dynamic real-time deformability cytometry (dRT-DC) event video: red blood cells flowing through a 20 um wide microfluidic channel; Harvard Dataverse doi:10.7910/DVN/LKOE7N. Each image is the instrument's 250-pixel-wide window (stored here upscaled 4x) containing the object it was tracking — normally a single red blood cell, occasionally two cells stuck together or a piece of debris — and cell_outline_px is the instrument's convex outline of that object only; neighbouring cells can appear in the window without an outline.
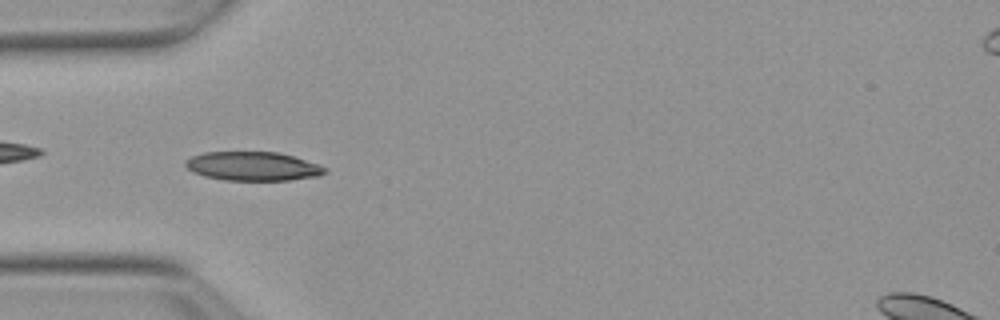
{"species": "Egyptian fruit bat (a non-hibernating species)", "species_latin": "Rousettus aegyptiacus", "temperature_condition": "warm", "stored_images_in_passage": 45, "camera_frame_rate_fps": 3000, "um_per_image_px": 0.085, "animal": {"sex": "female"}, "frame": {"image": 1, "passage_image": 15, "time_ms": 4.667, "image_size_px": [1000, 320], "cell_outline_px": [[328, 172], [320, 176], [288, 180], [224, 180], [204, 176], [192, 172], [184, 164], [184, 160], [192, 156], [204, 152], [280, 152], [320, 164], [328, 168]], "centroid_in_image_um": [21.52, 14.13], "position_along_channel_um": 63.5, "area_um2": 23.76}}
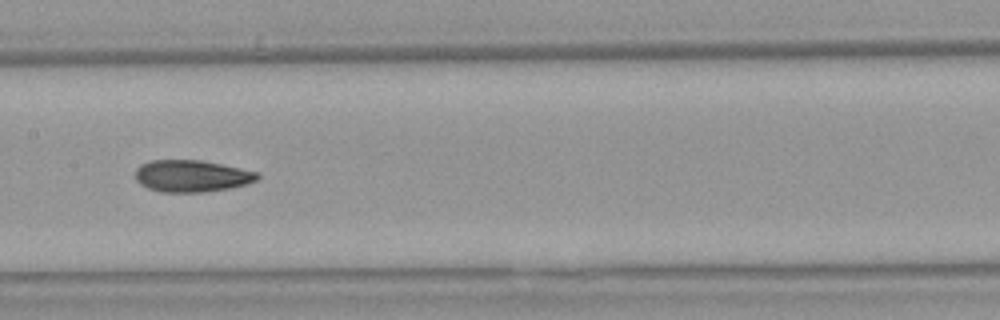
{"frame": {"image": 2, "passage_image": 25, "time_ms": 8.0, "image_size_px": [1000, 320], "cell_outline_px": [[260, 176], [256, 180], [248, 184], [228, 188], [204, 192], [160, 192], [148, 188], [140, 184], [136, 180], [136, 168], [140, 164], [152, 160], [200, 160], [260, 172]], "centroid_in_image_um": [16.29, 14.96], "position_along_channel_um": 191.1, "area_um2": 22.72}}
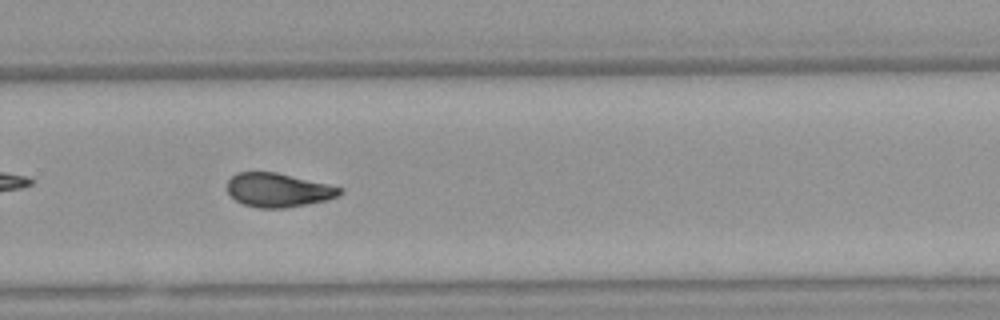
{"frame": {"image": 3, "passage_image": 34, "time_ms": 11.0, "image_size_px": [1000, 320], "cell_outline_px": [[344, 192], [328, 200], [308, 204], [284, 208], [260, 208], [244, 204], [236, 200], [228, 192], [228, 180], [236, 172], [276, 172], [328, 184], [344, 188]], "centroid_in_image_um": [23.67, 16.15], "position_along_channel_um": 306.1, "area_um2": 22.2}, "authors_computed_cell_mechanics": {"area_um2": 22.3686, "velocity_mm_per_s": 3.8545, "shape_relaxation_time_tau1_ms": null, "shape_relaxation_time_tau2_ms": 3.2433, "deformation_change_tau1": null, "deformation_change_tau2": 0.0817}}